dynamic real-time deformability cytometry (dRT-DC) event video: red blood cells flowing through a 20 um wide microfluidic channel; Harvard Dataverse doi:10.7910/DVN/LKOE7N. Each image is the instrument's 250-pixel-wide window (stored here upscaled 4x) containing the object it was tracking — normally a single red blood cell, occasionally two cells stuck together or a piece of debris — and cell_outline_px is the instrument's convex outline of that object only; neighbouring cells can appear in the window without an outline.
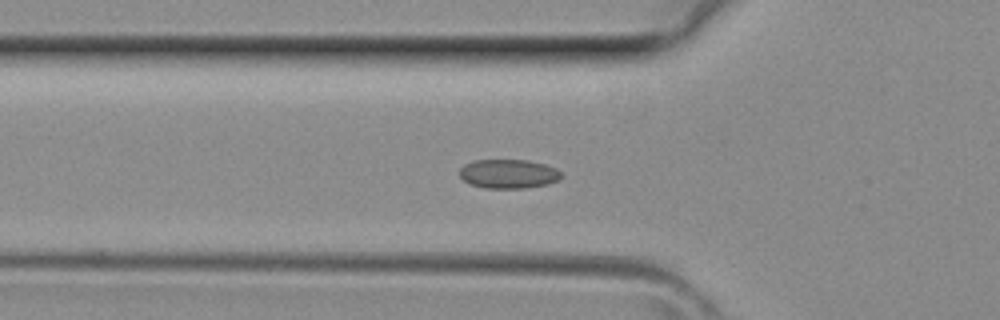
{"species": "common noctule bat (a hibernating species)", "species_latin": "Nyctalus noctula", "temperature_condition": "room temperature", "stored_images_in_passage": 40, "camera_frame_rate_fps": 3000, "um_per_image_px": 0.085, "animal": {"sex": "female", "body_mass_g": 29.2, "forearm_length_mm": 56.3}, "frame": {"image": 1, "passage_image": 13, "time_ms": 4.0, "image_size_px": [1000, 320], "cell_outline_px": [[560, 176], [556, 180], [548, 184], [524, 188], [484, 188], [468, 184], [460, 176], [460, 168], [464, 164], [472, 160], [528, 160], [544, 164], [556, 168], [560, 172]], "centroid_in_image_um": [43.17, 14.77], "position_along_channel_um": 82.6, "area_um2": 17.22}}
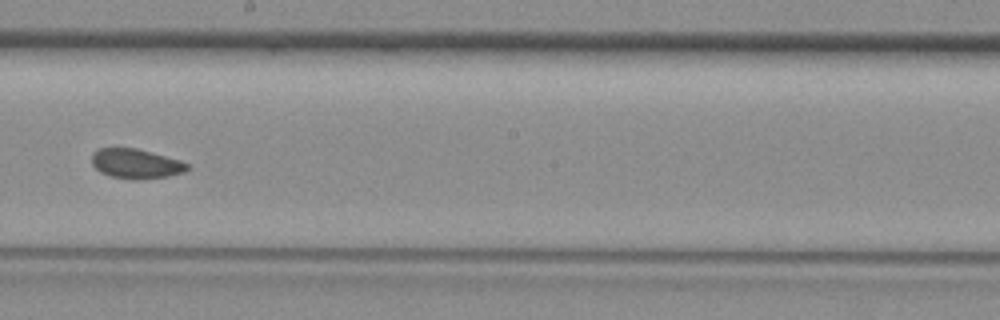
{"frame": {"image": 2, "passage_image": 22, "time_ms": 7.0, "image_size_px": [1000, 320], "cell_outline_px": [[192, 168], [184, 172], [168, 176], [140, 180], [132, 180], [112, 176], [100, 172], [92, 164], [92, 152], [100, 148], [136, 148], [180, 160], [188, 164]], "centroid_in_image_um": [11.57, 13.92], "position_along_channel_um": 236.6, "area_um2": 16.59}}
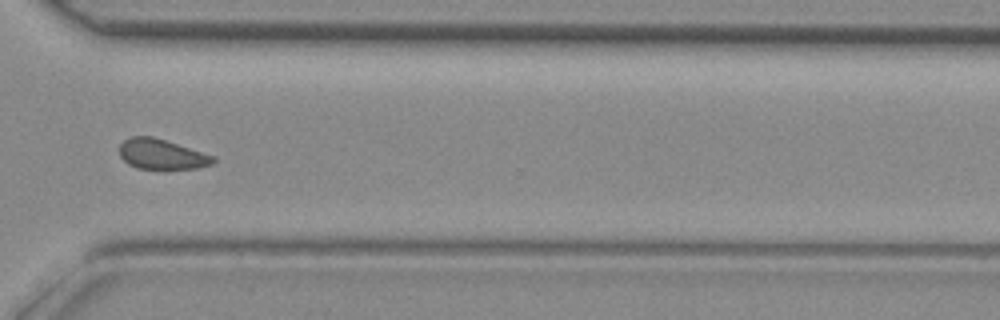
{"frame": {"image": 3, "passage_image": 29, "time_ms": 9.333, "image_size_px": [1000, 320], "cell_outline_px": [[216, 160], [212, 164], [196, 168], [164, 172], [136, 168], [128, 164], [120, 156], [120, 144], [124, 140], [132, 136], [152, 136], [216, 156]], "centroid_in_image_um": [13.76, 13.16], "position_along_channel_um": 356.8, "area_um2": 17.17}}